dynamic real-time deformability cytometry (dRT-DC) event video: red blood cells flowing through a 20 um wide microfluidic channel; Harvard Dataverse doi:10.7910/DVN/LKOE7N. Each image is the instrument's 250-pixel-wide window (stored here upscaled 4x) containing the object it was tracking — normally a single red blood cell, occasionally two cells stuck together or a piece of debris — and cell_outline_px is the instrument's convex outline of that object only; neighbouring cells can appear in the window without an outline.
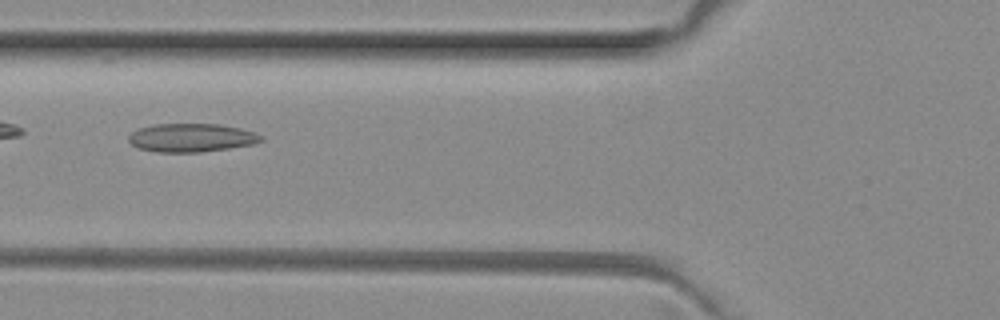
{"species": "common noctule bat (a hibernating species)", "species_latin": "Nyctalus noctula", "temperature_condition": "room temperature", "stored_images_in_passage": 4, "camera_frame_rate_fps": 3000, "um_per_image_px": 0.085, "animal": {"sex": "female", "body_mass_g": 29.2, "forearm_length_mm": 56.3}, "frame": {"image": 1, "passage_image": 3, "time_ms": 0.667, "image_size_px": [1000, 320], "cell_outline_px": [[264, 140], [252, 144], [228, 148], [200, 152], [156, 152], [136, 148], [128, 140], [128, 136], [132, 132], [140, 128], [152, 124], [220, 124], [240, 128], [264, 136]], "centroid_in_image_um": [16.24, 11.7], "position_along_channel_um": 109.6, "area_um2": 21.96}}
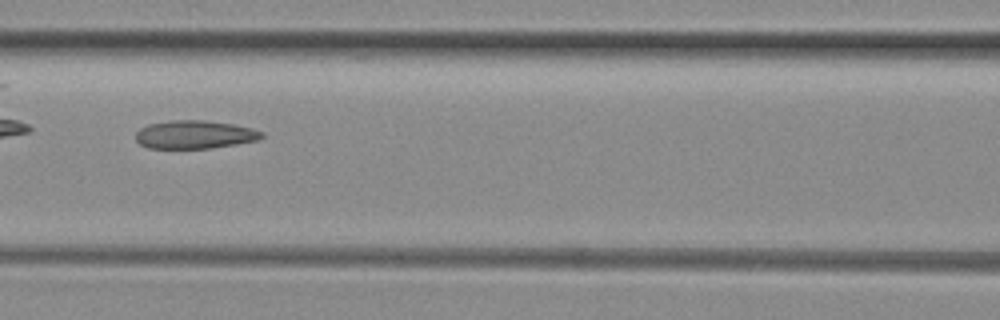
{"frame": {"image": 2, "passage_image": 4, "time_ms": 1.0, "image_size_px": [1000, 320], "cell_outline_px": [[264, 136], [260, 140], [236, 144], [208, 148], [148, 148], [140, 144], [136, 140], [136, 132], [140, 128], [148, 124], [172, 120], [204, 120], [232, 124], [252, 128], [264, 132]], "centroid_in_image_um": [16.56, 11.43], "position_along_channel_um": 150.0, "area_um2": 20.75}}